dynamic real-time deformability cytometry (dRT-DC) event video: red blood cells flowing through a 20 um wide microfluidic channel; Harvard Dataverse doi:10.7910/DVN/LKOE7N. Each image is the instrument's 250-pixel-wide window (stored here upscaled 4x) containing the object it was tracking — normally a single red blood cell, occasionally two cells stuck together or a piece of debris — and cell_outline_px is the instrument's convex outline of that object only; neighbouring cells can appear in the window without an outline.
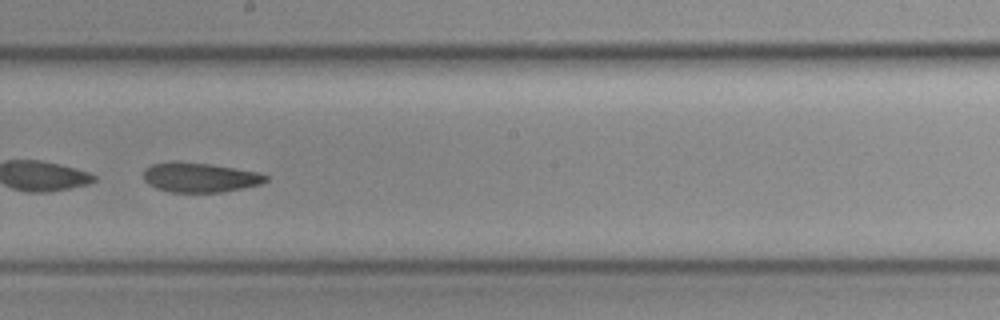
{"species": "common noctule bat (a hibernating species)", "species_latin": "Nyctalus noctula", "temperature_condition": "cold", "stored_images_in_passage": 55, "camera_frame_rate_fps": 3000, "um_per_image_px": 0.085, "animal": {"sex": "female", "body_mass_g": 19.3, "forearm_length_mm": 54.1}, "frame": {"image": 1, "passage_image": 32, "time_ms": 10.333, "image_size_px": [1000, 320], "cell_outline_px": [[268, 180], [260, 184], [244, 188], [220, 192], [168, 192], [156, 188], [148, 184], [144, 180], [144, 168], [152, 164], [168, 160], [172, 160], [208, 164], [260, 172], [268, 176]], "centroid_in_image_um": [16.95, 15.07], "position_along_channel_um": 231.2, "area_um2": 21.33}}